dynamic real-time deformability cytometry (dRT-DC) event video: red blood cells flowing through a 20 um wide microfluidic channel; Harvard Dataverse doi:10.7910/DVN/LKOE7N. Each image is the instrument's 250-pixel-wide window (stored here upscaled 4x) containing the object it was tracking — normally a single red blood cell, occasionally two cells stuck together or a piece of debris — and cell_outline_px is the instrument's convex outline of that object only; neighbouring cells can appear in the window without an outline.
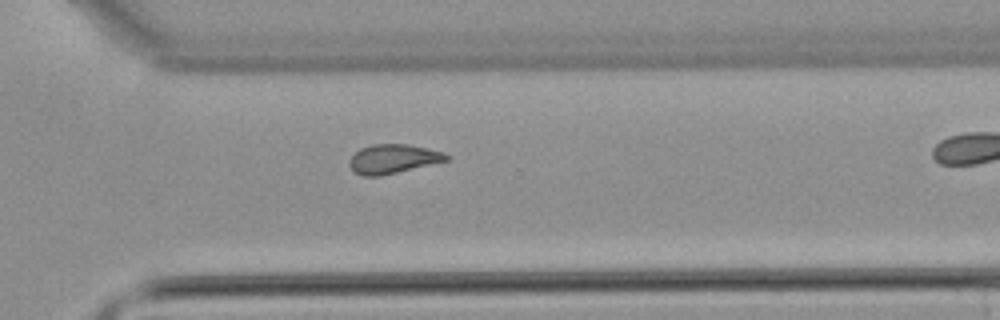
{"species": "common noctule bat (a hibernating species)", "species_latin": "Nyctalus noctula", "temperature_condition": "warm", "stored_images_in_passage": 22, "camera_frame_rate_fps": 3000, "um_per_image_px": 0.085, "animal": {"sex": "male", "body_mass_g": 21.5, "forearm_length_mm": 52.0}, "frame": {"image": 1, "passage_image": 19, "time_ms": 6.0, "image_size_px": [1000, 320], "cell_outline_px": [[452, 156], [448, 160], [380, 176], [364, 176], [356, 172], [348, 164], [348, 160], [360, 148], [372, 144], [408, 144], [444, 152]], "centroid_in_image_um": [33.42, 13.49], "position_along_channel_um": 337.2, "area_um2": 16.36}}